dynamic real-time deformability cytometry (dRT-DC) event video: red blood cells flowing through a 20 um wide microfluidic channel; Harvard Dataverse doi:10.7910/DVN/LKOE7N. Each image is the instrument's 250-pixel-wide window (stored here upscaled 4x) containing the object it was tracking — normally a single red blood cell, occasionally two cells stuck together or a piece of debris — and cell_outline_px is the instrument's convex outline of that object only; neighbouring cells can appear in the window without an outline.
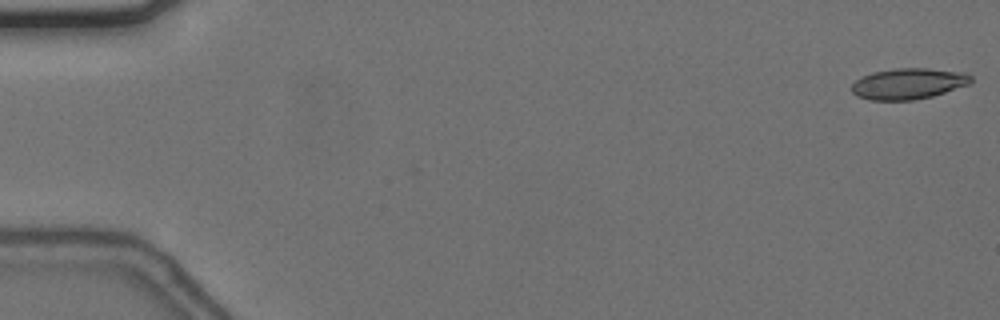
{"species": "common noctule bat (a hibernating species)", "species_latin": "Nyctalus noctula", "temperature_condition": "cold", "stored_images_in_passage": 56, "camera_frame_rate_fps": 3000, "um_per_image_px": 0.085, "animal": {"sex": "female", "body_mass_g": 24.6, "forearm_length_mm": 56.2}, "frame": {"image": 1, "passage_image": 1, "time_ms": 0.0, "image_size_px": [1000, 320], "cell_outline_px": [[972, 84], [932, 96], [912, 100], [868, 100], [856, 96], [852, 92], [852, 84], [856, 80], [872, 72], [896, 68], [928, 68], [968, 72], [972, 76]], "centroid_in_image_um": [77.26, 7.11], "position_along_channel_um": 7.7, "area_um2": 21.79}}
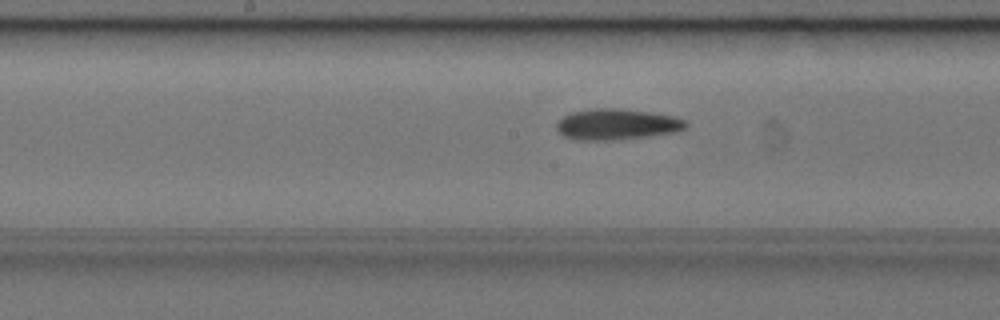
{"frame": {"image": 2, "passage_image": 29, "time_ms": 9.333, "image_size_px": [1000, 320], "cell_outline_px": [[688, 128], [672, 132], [648, 136], [612, 140], [576, 140], [564, 136], [556, 128], [556, 124], [564, 116], [572, 112], [588, 108], [620, 108], [648, 112], [672, 116], [688, 120]], "centroid_in_image_um": [52.43, 10.56], "position_along_channel_um": 195.8, "area_um2": 23.29}}
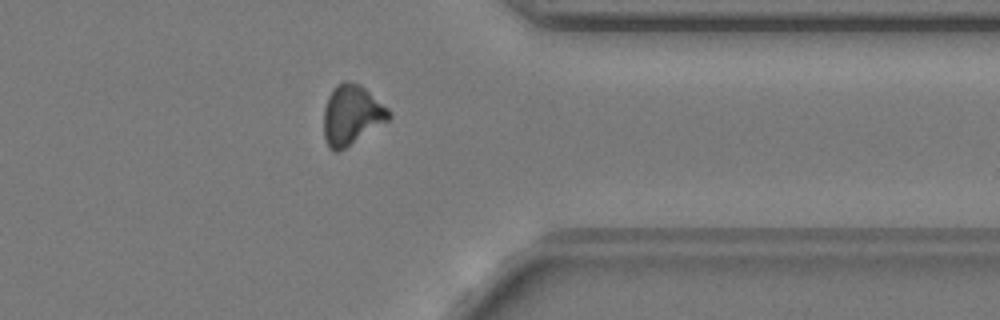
{"frame": {"image": 3, "passage_image": 45, "time_ms": 14.667, "image_size_px": [1000, 320], "cell_outline_px": [[392, 116], [388, 120], [344, 148], [336, 152], [332, 152], [328, 148], [324, 136], [324, 108], [328, 96], [336, 84], [344, 80], [360, 84], [388, 108], [392, 112]], "centroid_in_image_um": [29.87, 9.75], "position_along_channel_um": 381.5, "area_um2": 22.54}, "authors_computed_cell_mechanics": {"area_um2": 22.2819, "velocity_mm_per_s": 3.6329, "shape_relaxation_time_tau1_ms": 6.2687, "shape_relaxation_time_tau2_ms": 6.722, "deformation_change_tau1": 0.1313, "deformation_change_tau2": 0.1465}}